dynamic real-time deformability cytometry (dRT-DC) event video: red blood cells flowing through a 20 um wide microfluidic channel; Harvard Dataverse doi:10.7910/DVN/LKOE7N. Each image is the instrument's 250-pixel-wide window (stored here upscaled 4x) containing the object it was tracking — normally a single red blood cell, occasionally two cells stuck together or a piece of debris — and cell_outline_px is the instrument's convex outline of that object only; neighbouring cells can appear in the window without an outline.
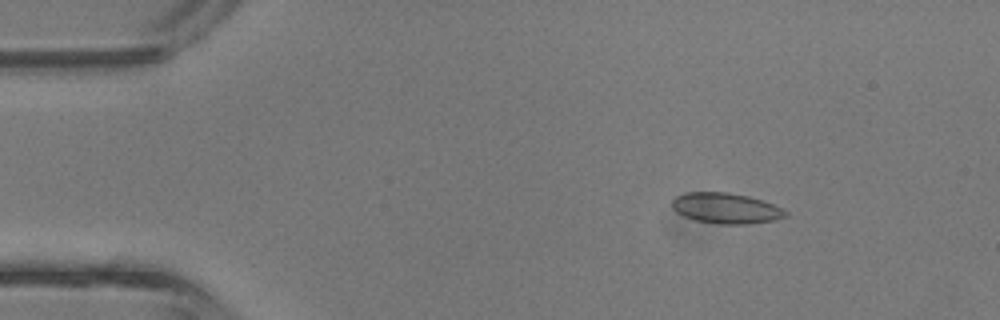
{"species": "common noctule bat (a hibernating species)", "species_latin": "Nyctalus noctula", "temperature_condition": "room temperature", "stored_images_in_passage": 40, "camera_frame_rate_fps": 3000, "um_per_image_px": 0.085, "animal": {"sex": "male", "body_mass_g": 13.3}, "frame": {"image": 1, "passage_image": 6, "time_ms": 1.667, "image_size_px": [1000, 320], "cell_outline_px": [[788, 216], [772, 220], [744, 224], [720, 224], [696, 220], [684, 216], [676, 212], [672, 208], [672, 200], [676, 196], [688, 192], [728, 192], [748, 196], [772, 204], [788, 212]], "centroid_in_image_um": [61.67, 17.69], "position_along_channel_um": 23.3, "area_um2": 20.0}}
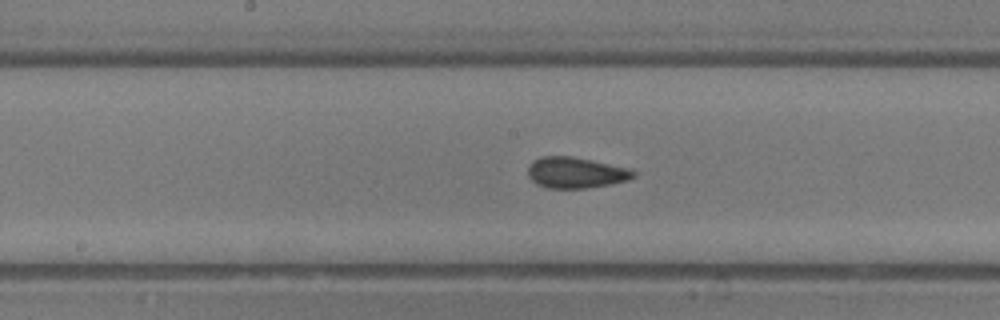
{"frame": {"image": 2, "passage_image": 21, "time_ms": 6.667, "image_size_px": [1000, 320], "cell_outline_px": [[636, 176], [628, 180], [588, 188], [548, 188], [536, 184], [528, 176], [528, 168], [532, 160], [540, 156], [572, 156], [592, 160], [624, 168], [636, 172]], "centroid_in_image_um": [48.88, 14.67], "position_along_channel_um": 199.3, "area_um2": 18.9}}
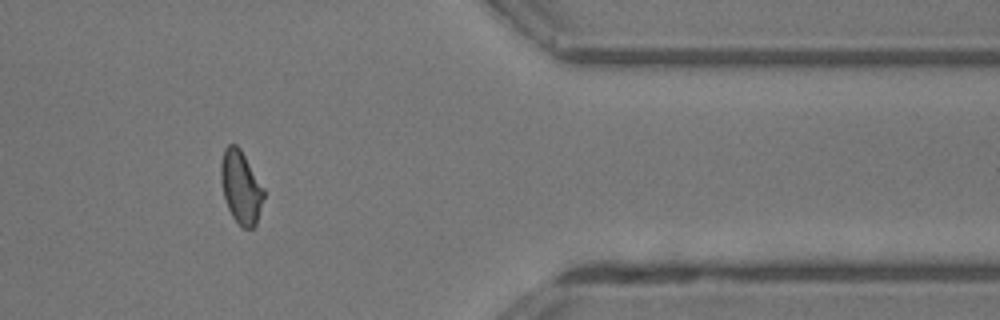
{"frame": {"image": 3, "passage_image": 34, "time_ms": 11.0, "image_size_px": [1000, 320], "cell_outline_px": [[264, 196], [256, 224], [252, 228], [240, 228], [232, 216], [228, 208], [224, 196], [220, 180], [220, 164], [224, 148], [228, 144], [236, 144], [240, 148], [264, 188]], "centroid_in_image_um": [20.46, 15.9], "position_along_channel_um": 390.9, "area_um2": 18.26}, "authors_computed_cell_mechanics": {"area_um2": 18.9006, "velocity_mm_per_s": 4.985, "shape_relaxation_time_tau1_ms": 2.8818, "shape_relaxation_time_tau2_ms": 0.747, "deformation_change_tau1": 0.0752, "deformation_change_tau2": 0.0461}}